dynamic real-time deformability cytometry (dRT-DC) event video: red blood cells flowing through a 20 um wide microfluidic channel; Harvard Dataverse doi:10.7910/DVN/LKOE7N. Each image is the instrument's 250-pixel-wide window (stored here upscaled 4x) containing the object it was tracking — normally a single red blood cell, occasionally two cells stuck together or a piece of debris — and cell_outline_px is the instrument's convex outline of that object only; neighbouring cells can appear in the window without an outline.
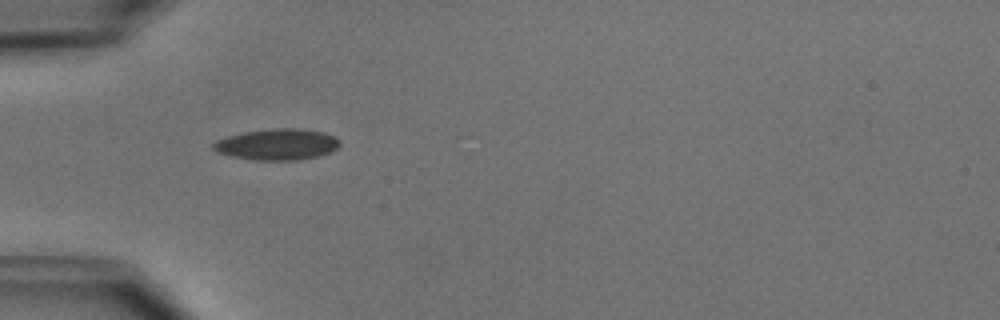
{"species": "common noctule bat (a hibernating species)", "species_latin": "Nyctalus noctula", "temperature_condition": "cold", "stored_images_in_passage": 4, "camera_frame_rate_fps": 3000, "um_per_image_px": 0.085, "animal": {"sex": "male", "body_mass_g": 15.6}, "frame": {"image": 1, "passage_image": 2, "time_ms": 1.333, "image_size_px": [1000, 320], "cell_outline_px": [[340, 144], [336, 148], [328, 152], [316, 156], [300, 160], [252, 160], [232, 156], [216, 152], [212, 148], [212, 144], [216, 140], [228, 136], [244, 132], [276, 128], [296, 128], [324, 132], [336, 136], [340, 140]], "centroid_in_image_um": [23.55, 12.27], "position_along_channel_um": 61.5, "area_um2": 22.95}}
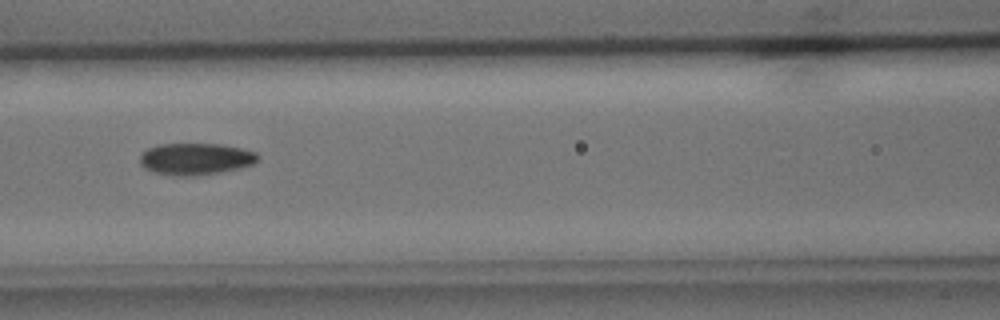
{"frame": {"image": 2, "passage_image": 4, "time_ms": 3.667, "image_size_px": [1000, 320], "cell_outline_px": [[260, 156], [256, 164], [224, 172], [196, 176], [172, 176], [152, 172], [144, 168], [140, 164], [140, 156], [148, 148], [160, 144], [220, 144], [240, 148], [256, 152]], "centroid_in_image_um": [16.65, 13.53], "position_along_channel_um": 149.9, "area_um2": 22.2}}